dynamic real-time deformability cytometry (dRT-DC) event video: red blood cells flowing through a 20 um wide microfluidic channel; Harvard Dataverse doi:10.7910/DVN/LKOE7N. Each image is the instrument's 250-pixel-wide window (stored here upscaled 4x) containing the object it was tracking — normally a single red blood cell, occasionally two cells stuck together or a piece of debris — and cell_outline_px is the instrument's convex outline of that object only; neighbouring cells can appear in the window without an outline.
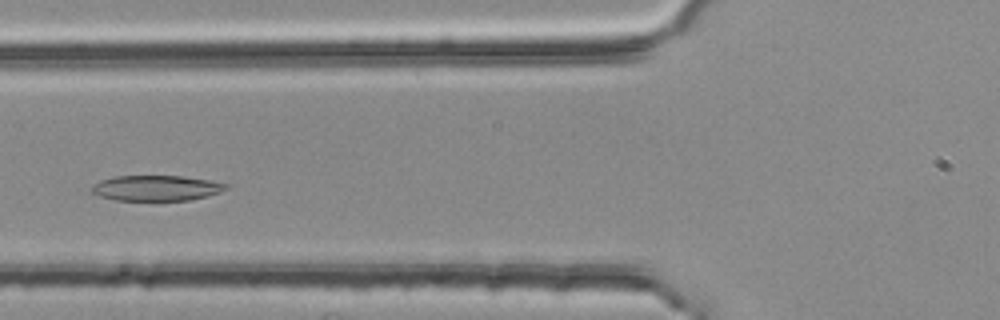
{"species": "common noctule bat (a hibernating species)", "species_latin": "Nyctalus noctula", "temperature_condition": "room temperature", "stored_images_in_passage": 44, "camera_frame_rate_fps": 3000, "um_per_image_px": 0.085, "animal": {"sex": "female", "body_mass_g": 25.1}, "frame": {"image": 1, "passage_image": 15, "time_ms": 4.667, "image_size_px": [1000, 320], "cell_outline_px": [[228, 188], [220, 192], [192, 200], [112, 200], [100, 196], [92, 192], [88, 188], [92, 184], [100, 180], [112, 176], [184, 176], [208, 180], [228, 184]], "centroid_in_image_um": [13.23, 15.98], "position_along_channel_um": 112.6, "area_um2": 20.06}}
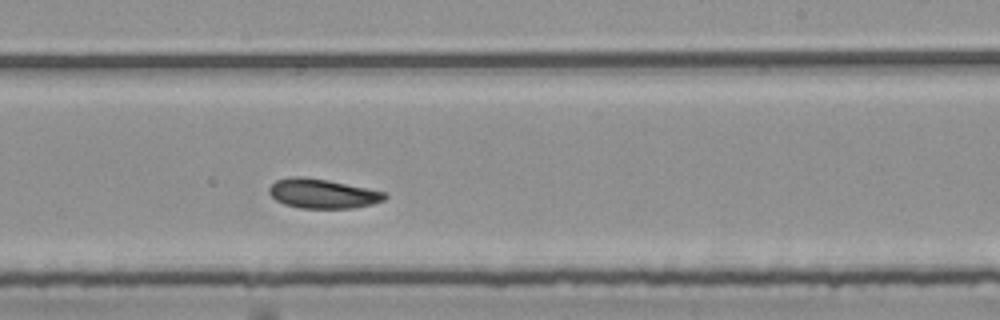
{"frame": {"image": 2, "passage_image": 27, "time_ms": 8.667, "image_size_px": [1000, 320], "cell_outline_px": [[388, 196], [384, 200], [372, 204], [352, 208], [300, 208], [284, 204], [276, 200], [268, 192], [268, 188], [276, 180], [292, 176], [300, 176], [328, 180], [384, 192]], "centroid_in_image_um": [27.39, 16.46], "position_along_channel_um": 261.6, "area_um2": 19.71}}
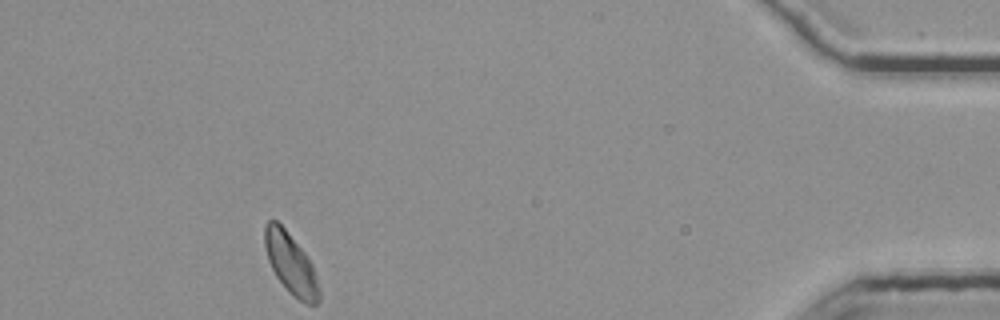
{"frame": {"image": 3, "passage_image": 44, "time_ms": 14.333, "image_size_px": [1000, 320], "cell_outline_px": [[320, 300], [316, 304], [304, 304], [292, 296], [288, 292], [276, 276], [268, 260], [264, 244], [264, 228], [268, 220], [276, 220], [284, 228], [304, 252], [312, 264], [320, 288]], "centroid_in_image_um": [24.72, 22.46], "position_along_channel_um": 410.5, "area_um2": 19.31}, "authors_computed_cell_mechanics": {"area_um2": 20.23, "velocity_mm_per_s": 3.737, "shape_relaxation_time_tau1_ms": 4.9657, "shape_relaxation_time_tau2_ms": null, "deformation_change_tau1": 0.1119, "deformation_change_tau2": null}}